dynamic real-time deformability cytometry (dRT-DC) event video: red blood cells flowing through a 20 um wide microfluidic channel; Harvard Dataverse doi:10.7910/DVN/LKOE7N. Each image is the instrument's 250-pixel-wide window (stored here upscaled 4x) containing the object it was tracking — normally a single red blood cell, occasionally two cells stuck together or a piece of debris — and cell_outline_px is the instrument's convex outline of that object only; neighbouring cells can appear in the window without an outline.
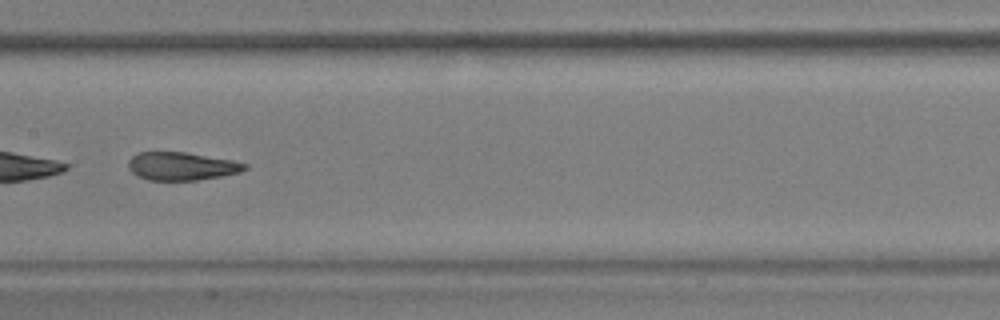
{"species": "common noctule bat (a hibernating species)", "species_latin": "Nyctalus noctula", "temperature_condition": "warm", "stored_images_in_passage": 40, "segment_of_instrument_passage": [2, 2], "camera_frame_rate_fps": 3000, "um_per_image_px": 0.085, "animal": {"sex": "male", "body_mass_g": 17.9, "forearm_length_mm": 54.2}, "frame": {"image": 1, "passage_image": 27, "time_ms": 8.667, "image_size_px": [1000, 320], "cell_outline_px": [[248, 168], [240, 172], [220, 176], [196, 180], [148, 180], [132, 172], [128, 168], [128, 160], [132, 156], [140, 152], [184, 152], [232, 160], [248, 164]], "centroid_in_image_um": [15.43, 14.12], "position_along_channel_um": 192.0, "area_um2": 18.9}}